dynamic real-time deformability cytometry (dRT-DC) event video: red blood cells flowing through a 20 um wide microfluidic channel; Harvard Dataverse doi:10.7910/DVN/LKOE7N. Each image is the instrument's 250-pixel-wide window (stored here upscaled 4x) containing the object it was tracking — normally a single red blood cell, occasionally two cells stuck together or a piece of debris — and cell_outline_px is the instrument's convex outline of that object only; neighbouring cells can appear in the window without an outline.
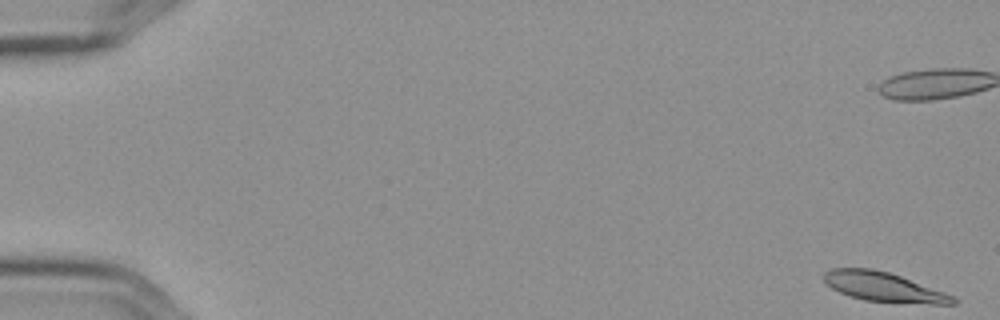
{"species": "Egyptian fruit bat (a non-hibernating species)", "species_latin": "Rousettus aegyptiacus", "temperature_condition": "cold", "stored_images_in_passage": 8, "camera_frame_rate_fps": 3000, "um_per_image_px": 0.085, "frame": {"image": 1, "passage_image": 1, "time_ms": 0.0, "image_size_px": [1000, 320], "cell_outline_px": [[960, 300], [956, 304], [932, 304], [864, 300], [840, 292], [832, 288], [824, 280], [824, 272], [832, 268], [872, 268], [888, 272], [900, 276], [944, 292]], "centroid_in_image_um": [75.12, 24.39], "position_along_channel_um": 9.9, "area_um2": 21.79}}